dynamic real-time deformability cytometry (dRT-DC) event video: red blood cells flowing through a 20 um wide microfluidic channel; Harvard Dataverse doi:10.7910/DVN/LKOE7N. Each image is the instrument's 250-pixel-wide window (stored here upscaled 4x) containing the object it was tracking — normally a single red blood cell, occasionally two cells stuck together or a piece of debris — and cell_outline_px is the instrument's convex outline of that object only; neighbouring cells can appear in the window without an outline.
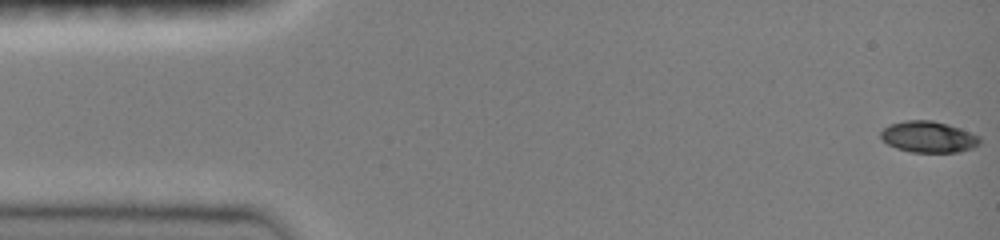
{"species": "common noctule bat (a hibernating species)", "species_latin": "Nyctalus noctula", "temperature_condition": "room temperature", "stored_images_in_passage": 48, "camera_frame_rate_fps": 3000, "um_per_image_px": 0.085, "animal": {"sex": "female", "body_mass_g": 19.0, "forearm_length_mm": 51.5}, "frame": {"image": 1, "passage_image": 1, "time_ms": 0.0, "image_size_px": [1000, 240], "cell_outline_px": [[980, 144], [972, 148], [960, 152], [908, 152], [896, 148], [888, 144], [880, 136], [880, 132], [888, 124], [904, 120], [932, 120], [948, 124], [960, 128], [980, 136]], "centroid_in_image_um": [78.91, 11.63], "position_along_channel_um": 6.1, "area_um2": 18.21}}
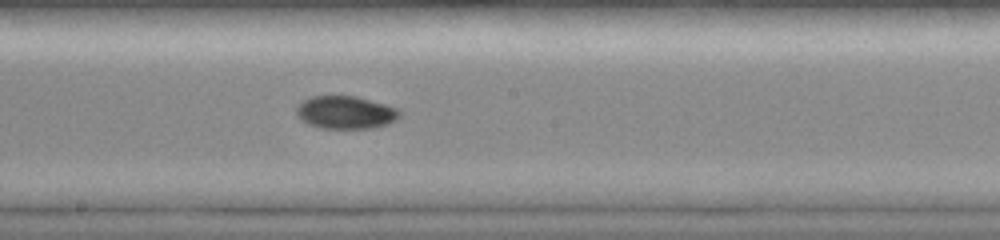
{"frame": {"image": 2, "passage_image": 26, "time_ms": 8.333, "image_size_px": [1000, 240], "cell_outline_px": [[400, 116], [396, 120], [388, 124], [372, 128], [320, 128], [308, 124], [300, 120], [296, 116], [296, 108], [304, 100], [312, 96], [356, 96], [400, 108]], "centroid_in_image_um": [29.38, 9.56], "position_along_channel_um": 218.8, "area_um2": 19.88}}
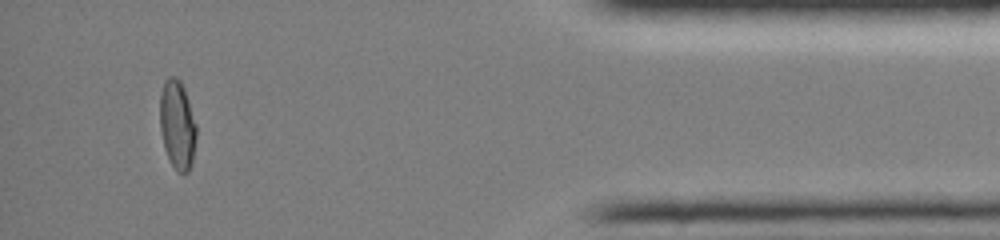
{"frame": {"image": 3, "passage_image": 44, "time_ms": 14.333, "image_size_px": [1000, 240], "cell_outline_px": [[196, 136], [192, 160], [188, 172], [176, 172], [164, 148], [160, 128], [160, 92], [164, 80], [168, 76], [176, 76], [180, 80], [184, 88], [196, 124]], "centroid_in_image_um": [15.05, 10.56], "position_along_channel_um": 420.1, "area_um2": 18.84}, "authors_computed_cell_mechanics": {"area_um2": 18.8717, "velocity_mm_per_s": 4.0762, "shape_relaxation_time_tau1_ms": null, "shape_relaxation_time_tau2_ms": 4.1648, "deformation_change_tau1": null, "deformation_change_tau2": 0.0424}}